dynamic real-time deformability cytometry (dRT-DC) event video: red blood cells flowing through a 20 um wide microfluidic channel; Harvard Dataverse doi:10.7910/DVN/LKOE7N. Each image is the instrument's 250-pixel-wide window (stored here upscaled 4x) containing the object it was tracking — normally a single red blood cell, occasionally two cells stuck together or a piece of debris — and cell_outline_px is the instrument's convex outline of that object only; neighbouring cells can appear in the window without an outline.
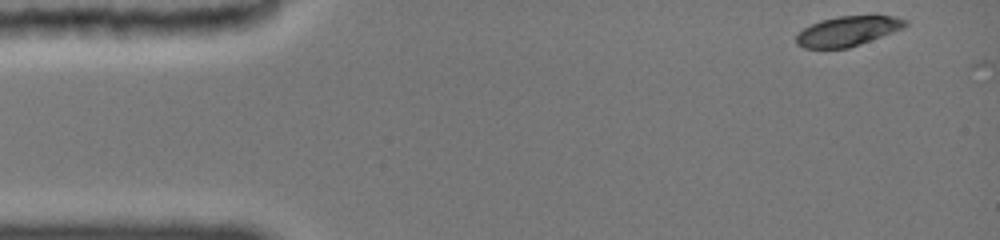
{"species": "common noctule bat (a hibernating species)", "species_latin": "Nyctalus noctula", "temperature_condition": "cold", "stored_images_in_passage": 3, "camera_frame_rate_fps": 3000, "um_per_image_px": 0.085, "animal": {"sex": "female", "body_mass_g": 19.0, "forearm_length_mm": 51.5}, "frame": {"image": 1, "passage_image": 1, "time_ms": 0.0, "image_size_px": [1000, 240], "cell_outline_px": [[908, 24], [904, 28], [860, 44], [848, 48], [804, 48], [796, 44], [796, 36], [804, 28], [820, 20], [836, 16], [892, 16], [908, 20]], "centroid_in_image_um": [72.05, 2.64], "position_along_channel_um": 12.9, "area_um2": 18.84}}